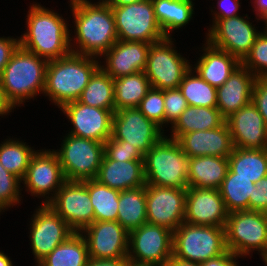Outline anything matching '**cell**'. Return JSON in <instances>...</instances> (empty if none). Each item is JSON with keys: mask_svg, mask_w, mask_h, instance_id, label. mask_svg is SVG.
<instances>
[{"mask_svg": "<svg viewBox=\"0 0 267 266\" xmlns=\"http://www.w3.org/2000/svg\"><path fill=\"white\" fill-rule=\"evenodd\" d=\"M68 2L74 24L70 25L72 53L100 58L118 40L111 5L103 0Z\"/></svg>", "mask_w": 267, "mask_h": 266, "instance_id": "cell-1", "label": "cell"}, {"mask_svg": "<svg viewBox=\"0 0 267 266\" xmlns=\"http://www.w3.org/2000/svg\"><path fill=\"white\" fill-rule=\"evenodd\" d=\"M35 1L30 3L24 33L19 36L20 46L51 61L68 56L70 25L63 14Z\"/></svg>", "mask_w": 267, "mask_h": 266, "instance_id": "cell-2", "label": "cell"}, {"mask_svg": "<svg viewBox=\"0 0 267 266\" xmlns=\"http://www.w3.org/2000/svg\"><path fill=\"white\" fill-rule=\"evenodd\" d=\"M47 63L21 46L15 50L0 75L2 96L13 111L43 94Z\"/></svg>", "mask_w": 267, "mask_h": 266, "instance_id": "cell-3", "label": "cell"}, {"mask_svg": "<svg viewBox=\"0 0 267 266\" xmlns=\"http://www.w3.org/2000/svg\"><path fill=\"white\" fill-rule=\"evenodd\" d=\"M99 67V58L75 53L48 61L43 96L60 110L65 104L79 99Z\"/></svg>", "mask_w": 267, "mask_h": 266, "instance_id": "cell-4", "label": "cell"}, {"mask_svg": "<svg viewBox=\"0 0 267 266\" xmlns=\"http://www.w3.org/2000/svg\"><path fill=\"white\" fill-rule=\"evenodd\" d=\"M189 159L177 140L164 135L144 155L146 184L187 189Z\"/></svg>", "mask_w": 267, "mask_h": 266, "instance_id": "cell-5", "label": "cell"}, {"mask_svg": "<svg viewBox=\"0 0 267 266\" xmlns=\"http://www.w3.org/2000/svg\"><path fill=\"white\" fill-rule=\"evenodd\" d=\"M225 237L227 250L233 254L250 258L253 252L258 251L262 261H266L267 213L250 210L230 212L225 225Z\"/></svg>", "mask_w": 267, "mask_h": 266, "instance_id": "cell-6", "label": "cell"}, {"mask_svg": "<svg viewBox=\"0 0 267 266\" xmlns=\"http://www.w3.org/2000/svg\"><path fill=\"white\" fill-rule=\"evenodd\" d=\"M173 257L202 263L227 251L225 227L182 223L173 232Z\"/></svg>", "mask_w": 267, "mask_h": 266, "instance_id": "cell-7", "label": "cell"}, {"mask_svg": "<svg viewBox=\"0 0 267 266\" xmlns=\"http://www.w3.org/2000/svg\"><path fill=\"white\" fill-rule=\"evenodd\" d=\"M60 138L58 156L66 181L96 179L104 155V143L65 134Z\"/></svg>", "mask_w": 267, "mask_h": 266, "instance_id": "cell-8", "label": "cell"}, {"mask_svg": "<svg viewBox=\"0 0 267 266\" xmlns=\"http://www.w3.org/2000/svg\"><path fill=\"white\" fill-rule=\"evenodd\" d=\"M175 42V38L166 37L150 45L144 72L151 87L161 90L177 89L183 76L191 68L193 61L177 50Z\"/></svg>", "mask_w": 267, "mask_h": 266, "instance_id": "cell-9", "label": "cell"}, {"mask_svg": "<svg viewBox=\"0 0 267 266\" xmlns=\"http://www.w3.org/2000/svg\"><path fill=\"white\" fill-rule=\"evenodd\" d=\"M118 40L156 43L165 37L151 0L127 5H111Z\"/></svg>", "mask_w": 267, "mask_h": 266, "instance_id": "cell-10", "label": "cell"}, {"mask_svg": "<svg viewBox=\"0 0 267 266\" xmlns=\"http://www.w3.org/2000/svg\"><path fill=\"white\" fill-rule=\"evenodd\" d=\"M250 19L248 14H243L212 20L207 27L204 39L213 47L227 51L242 62L249 54L257 36L262 32Z\"/></svg>", "mask_w": 267, "mask_h": 266, "instance_id": "cell-11", "label": "cell"}, {"mask_svg": "<svg viewBox=\"0 0 267 266\" xmlns=\"http://www.w3.org/2000/svg\"><path fill=\"white\" fill-rule=\"evenodd\" d=\"M65 182L57 154L52 149H38L22 179V191L31 194L33 199H42L39 203L46 205Z\"/></svg>", "mask_w": 267, "mask_h": 266, "instance_id": "cell-12", "label": "cell"}, {"mask_svg": "<svg viewBox=\"0 0 267 266\" xmlns=\"http://www.w3.org/2000/svg\"><path fill=\"white\" fill-rule=\"evenodd\" d=\"M30 217L29 245L36 266L74 231L48 204L36 206Z\"/></svg>", "mask_w": 267, "mask_h": 266, "instance_id": "cell-13", "label": "cell"}, {"mask_svg": "<svg viewBox=\"0 0 267 266\" xmlns=\"http://www.w3.org/2000/svg\"><path fill=\"white\" fill-rule=\"evenodd\" d=\"M173 232L145 223L129 232L128 260L135 263L166 266L173 257Z\"/></svg>", "mask_w": 267, "mask_h": 266, "instance_id": "cell-14", "label": "cell"}, {"mask_svg": "<svg viewBox=\"0 0 267 266\" xmlns=\"http://www.w3.org/2000/svg\"><path fill=\"white\" fill-rule=\"evenodd\" d=\"M166 133L138 108L119 109L112 118V137L124 140L135 147L143 156Z\"/></svg>", "mask_w": 267, "mask_h": 266, "instance_id": "cell-15", "label": "cell"}, {"mask_svg": "<svg viewBox=\"0 0 267 266\" xmlns=\"http://www.w3.org/2000/svg\"><path fill=\"white\" fill-rule=\"evenodd\" d=\"M48 205L74 232H81L94 222V209L87 189V180L66 181Z\"/></svg>", "mask_w": 267, "mask_h": 266, "instance_id": "cell-16", "label": "cell"}, {"mask_svg": "<svg viewBox=\"0 0 267 266\" xmlns=\"http://www.w3.org/2000/svg\"><path fill=\"white\" fill-rule=\"evenodd\" d=\"M147 223L174 232L185 219L187 189L146 184Z\"/></svg>", "mask_w": 267, "mask_h": 266, "instance_id": "cell-17", "label": "cell"}, {"mask_svg": "<svg viewBox=\"0 0 267 266\" xmlns=\"http://www.w3.org/2000/svg\"><path fill=\"white\" fill-rule=\"evenodd\" d=\"M60 111L70 122L67 134L105 143L112 136L113 112L74 101L65 104ZM73 125V126H72Z\"/></svg>", "mask_w": 267, "mask_h": 266, "instance_id": "cell-18", "label": "cell"}, {"mask_svg": "<svg viewBox=\"0 0 267 266\" xmlns=\"http://www.w3.org/2000/svg\"><path fill=\"white\" fill-rule=\"evenodd\" d=\"M89 258H127L129 232L117 221H94L80 232Z\"/></svg>", "mask_w": 267, "mask_h": 266, "instance_id": "cell-19", "label": "cell"}, {"mask_svg": "<svg viewBox=\"0 0 267 266\" xmlns=\"http://www.w3.org/2000/svg\"><path fill=\"white\" fill-rule=\"evenodd\" d=\"M228 214L219 189L187 188L184 222L192 225L225 227Z\"/></svg>", "mask_w": 267, "mask_h": 266, "instance_id": "cell-20", "label": "cell"}, {"mask_svg": "<svg viewBox=\"0 0 267 266\" xmlns=\"http://www.w3.org/2000/svg\"><path fill=\"white\" fill-rule=\"evenodd\" d=\"M150 45L141 41L117 40L99 58L100 67L112 78L145 71Z\"/></svg>", "mask_w": 267, "mask_h": 266, "instance_id": "cell-21", "label": "cell"}, {"mask_svg": "<svg viewBox=\"0 0 267 266\" xmlns=\"http://www.w3.org/2000/svg\"><path fill=\"white\" fill-rule=\"evenodd\" d=\"M234 146L242 149H267V125L251 101L226 118Z\"/></svg>", "mask_w": 267, "mask_h": 266, "instance_id": "cell-22", "label": "cell"}, {"mask_svg": "<svg viewBox=\"0 0 267 266\" xmlns=\"http://www.w3.org/2000/svg\"><path fill=\"white\" fill-rule=\"evenodd\" d=\"M177 142L189 158L201 156L228 158L235 148L226 122L211 130L182 134Z\"/></svg>", "mask_w": 267, "mask_h": 266, "instance_id": "cell-23", "label": "cell"}, {"mask_svg": "<svg viewBox=\"0 0 267 266\" xmlns=\"http://www.w3.org/2000/svg\"><path fill=\"white\" fill-rule=\"evenodd\" d=\"M256 76L242 64L216 88L217 108L226 119L252 101Z\"/></svg>", "mask_w": 267, "mask_h": 266, "instance_id": "cell-24", "label": "cell"}, {"mask_svg": "<svg viewBox=\"0 0 267 266\" xmlns=\"http://www.w3.org/2000/svg\"><path fill=\"white\" fill-rule=\"evenodd\" d=\"M199 48L197 57L191 67L211 86L218 88L225 83L241 62L227 51L218 49L209 44L206 40ZM201 49V50H200ZM195 63V64H194Z\"/></svg>", "mask_w": 267, "mask_h": 266, "instance_id": "cell-25", "label": "cell"}, {"mask_svg": "<svg viewBox=\"0 0 267 266\" xmlns=\"http://www.w3.org/2000/svg\"><path fill=\"white\" fill-rule=\"evenodd\" d=\"M96 180L118 191L145 186L144 160L123 162L103 155Z\"/></svg>", "mask_w": 267, "mask_h": 266, "instance_id": "cell-26", "label": "cell"}, {"mask_svg": "<svg viewBox=\"0 0 267 266\" xmlns=\"http://www.w3.org/2000/svg\"><path fill=\"white\" fill-rule=\"evenodd\" d=\"M229 170L228 158L201 156L189 159L188 187L219 189Z\"/></svg>", "mask_w": 267, "mask_h": 266, "instance_id": "cell-27", "label": "cell"}, {"mask_svg": "<svg viewBox=\"0 0 267 266\" xmlns=\"http://www.w3.org/2000/svg\"><path fill=\"white\" fill-rule=\"evenodd\" d=\"M156 20L165 37H173L174 31L185 29L195 15V0H151ZM186 26V27H185ZM184 27V28H183Z\"/></svg>", "mask_w": 267, "mask_h": 266, "instance_id": "cell-28", "label": "cell"}, {"mask_svg": "<svg viewBox=\"0 0 267 266\" xmlns=\"http://www.w3.org/2000/svg\"><path fill=\"white\" fill-rule=\"evenodd\" d=\"M225 120L217 107L188 106L176 122L169 127L170 134L165 135L177 140L182 134L220 127L225 123Z\"/></svg>", "mask_w": 267, "mask_h": 266, "instance_id": "cell-29", "label": "cell"}, {"mask_svg": "<svg viewBox=\"0 0 267 266\" xmlns=\"http://www.w3.org/2000/svg\"><path fill=\"white\" fill-rule=\"evenodd\" d=\"M115 111L125 108H138L141 100L151 88L144 71L112 78Z\"/></svg>", "mask_w": 267, "mask_h": 266, "instance_id": "cell-30", "label": "cell"}, {"mask_svg": "<svg viewBox=\"0 0 267 266\" xmlns=\"http://www.w3.org/2000/svg\"><path fill=\"white\" fill-rule=\"evenodd\" d=\"M119 222L128 232L147 223L146 186L120 191Z\"/></svg>", "mask_w": 267, "mask_h": 266, "instance_id": "cell-31", "label": "cell"}, {"mask_svg": "<svg viewBox=\"0 0 267 266\" xmlns=\"http://www.w3.org/2000/svg\"><path fill=\"white\" fill-rule=\"evenodd\" d=\"M229 170L236 177L250 179L253 183L267 176V149L234 148L228 157Z\"/></svg>", "mask_w": 267, "mask_h": 266, "instance_id": "cell-32", "label": "cell"}, {"mask_svg": "<svg viewBox=\"0 0 267 266\" xmlns=\"http://www.w3.org/2000/svg\"><path fill=\"white\" fill-rule=\"evenodd\" d=\"M89 259L84 236L74 232L36 266H86Z\"/></svg>", "mask_w": 267, "mask_h": 266, "instance_id": "cell-33", "label": "cell"}, {"mask_svg": "<svg viewBox=\"0 0 267 266\" xmlns=\"http://www.w3.org/2000/svg\"><path fill=\"white\" fill-rule=\"evenodd\" d=\"M21 138L9 137L0 143V163L21 180L26 174L32 156L38 150Z\"/></svg>", "mask_w": 267, "mask_h": 266, "instance_id": "cell-34", "label": "cell"}, {"mask_svg": "<svg viewBox=\"0 0 267 266\" xmlns=\"http://www.w3.org/2000/svg\"><path fill=\"white\" fill-rule=\"evenodd\" d=\"M79 102L115 112L112 77L99 67L91 76L78 99Z\"/></svg>", "mask_w": 267, "mask_h": 266, "instance_id": "cell-35", "label": "cell"}, {"mask_svg": "<svg viewBox=\"0 0 267 266\" xmlns=\"http://www.w3.org/2000/svg\"><path fill=\"white\" fill-rule=\"evenodd\" d=\"M255 183L244 177H236L235 173L228 170L221 187V197L227 211L249 210V198H253Z\"/></svg>", "mask_w": 267, "mask_h": 266, "instance_id": "cell-36", "label": "cell"}, {"mask_svg": "<svg viewBox=\"0 0 267 266\" xmlns=\"http://www.w3.org/2000/svg\"><path fill=\"white\" fill-rule=\"evenodd\" d=\"M87 189L94 209V221H117L120 191L96 179L87 180Z\"/></svg>", "mask_w": 267, "mask_h": 266, "instance_id": "cell-37", "label": "cell"}, {"mask_svg": "<svg viewBox=\"0 0 267 266\" xmlns=\"http://www.w3.org/2000/svg\"><path fill=\"white\" fill-rule=\"evenodd\" d=\"M178 88L189 106L217 107L216 88L202 79L192 67L185 73Z\"/></svg>", "mask_w": 267, "mask_h": 266, "instance_id": "cell-38", "label": "cell"}, {"mask_svg": "<svg viewBox=\"0 0 267 266\" xmlns=\"http://www.w3.org/2000/svg\"><path fill=\"white\" fill-rule=\"evenodd\" d=\"M21 183L20 178L8 172L0 163V215L14 206L22 205L24 196Z\"/></svg>", "mask_w": 267, "mask_h": 266, "instance_id": "cell-39", "label": "cell"}, {"mask_svg": "<svg viewBox=\"0 0 267 266\" xmlns=\"http://www.w3.org/2000/svg\"><path fill=\"white\" fill-rule=\"evenodd\" d=\"M138 109L153 121L165 133L169 130L165 128V108H164V90L151 87L146 96L141 100ZM167 131V132H166Z\"/></svg>", "mask_w": 267, "mask_h": 266, "instance_id": "cell-40", "label": "cell"}, {"mask_svg": "<svg viewBox=\"0 0 267 266\" xmlns=\"http://www.w3.org/2000/svg\"><path fill=\"white\" fill-rule=\"evenodd\" d=\"M241 64L256 77H267V33L264 30L257 36Z\"/></svg>", "mask_w": 267, "mask_h": 266, "instance_id": "cell-41", "label": "cell"}, {"mask_svg": "<svg viewBox=\"0 0 267 266\" xmlns=\"http://www.w3.org/2000/svg\"><path fill=\"white\" fill-rule=\"evenodd\" d=\"M104 155L115 161L144 160V156L124 140H116L112 136L104 143Z\"/></svg>", "mask_w": 267, "mask_h": 266, "instance_id": "cell-42", "label": "cell"}, {"mask_svg": "<svg viewBox=\"0 0 267 266\" xmlns=\"http://www.w3.org/2000/svg\"><path fill=\"white\" fill-rule=\"evenodd\" d=\"M188 106L179 88L164 90L165 127H171Z\"/></svg>", "mask_w": 267, "mask_h": 266, "instance_id": "cell-43", "label": "cell"}, {"mask_svg": "<svg viewBox=\"0 0 267 266\" xmlns=\"http://www.w3.org/2000/svg\"><path fill=\"white\" fill-rule=\"evenodd\" d=\"M240 1L242 0H215L214 2L216 3H212L213 7L209 6L208 8L209 10L211 9L210 16H212V20L226 19L241 15L239 13L242 4ZM214 4H216V6Z\"/></svg>", "mask_w": 267, "mask_h": 266, "instance_id": "cell-44", "label": "cell"}, {"mask_svg": "<svg viewBox=\"0 0 267 266\" xmlns=\"http://www.w3.org/2000/svg\"><path fill=\"white\" fill-rule=\"evenodd\" d=\"M252 102L262 115L267 125V77H257L255 80Z\"/></svg>", "mask_w": 267, "mask_h": 266, "instance_id": "cell-45", "label": "cell"}, {"mask_svg": "<svg viewBox=\"0 0 267 266\" xmlns=\"http://www.w3.org/2000/svg\"><path fill=\"white\" fill-rule=\"evenodd\" d=\"M249 210L267 213V176L255 183L253 198H249Z\"/></svg>", "mask_w": 267, "mask_h": 266, "instance_id": "cell-46", "label": "cell"}, {"mask_svg": "<svg viewBox=\"0 0 267 266\" xmlns=\"http://www.w3.org/2000/svg\"><path fill=\"white\" fill-rule=\"evenodd\" d=\"M19 46V36L0 37V75Z\"/></svg>", "mask_w": 267, "mask_h": 266, "instance_id": "cell-47", "label": "cell"}, {"mask_svg": "<svg viewBox=\"0 0 267 266\" xmlns=\"http://www.w3.org/2000/svg\"><path fill=\"white\" fill-rule=\"evenodd\" d=\"M240 258L244 259L243 257L237 256L236 254H233L227 250L224 254L218 257L200 263V266H240L238 263V259Z\"/></svg>", "mask_w": 267, "mask_h": 266, "instance_id": "cell-48", "label": "cell"}, {"mask_svg": "<svg viewBox=\"0 0 267 266\" xmlns=\"http://www.w3.org/2000/svg\"><path fill=\"white\" fill-rule=\"evenodd\" d=\"M128 258L97 259L89 258L86 266H126Z\"/></svg>", "mask_w": 267, "mask_h": 266, "instance_id": "cell-49", "label": "cell"}, {"mask_svg": "<svg viewBox=\"0 0 267 266\" xmlns=\"http://www.w3.org/2000/svg\"><path fill=\"white\" fill-rule=\"evenodd\" d=\"M256 22L267 20V0H250Z\"/></svg>", "mask_w": 267, "mask_h": 266, "instance_id": "cell-50", "label": "cell"}, {"mask_svg": "<svg viewBox=\"0 0 267 266\" xmlns=\"http://www.w3.org/2000/svg\"><path fill=\"white\" fill-rule=\"evenodd\" d=\"M11 112L14 111L9 107V105L4 101L1 91V84H0V117L6 118L7 116H11Z\"/></svg>", "mask_w": 267, "mask_h": 266, "instance_id": "cell-51", "label": "cell"}, {"mask_svg": "<svg viewBox=\"0 0 267 266\" xmlns=\"http://www.w3.org/2000/svg\"><path fill=\"white\" fill-rule=\"evenodd\" d=\"M166 266H200V263L183 261L178 258L172 257L168 261Z\"/></svg>", "mask_w": 267, "mask_h": 266, "instance_id": "cell-52", "label": "cell"}, {"mask_svg": "<svg viewBox=\"0 0 267 266\" xmlns=\"http://www.w3.org/2000/svg\"><path fill=\"white\" fill-rule=\"evenodd\" d=\"M0 266H14V262L11 260V257L2 250H0Z\"/></svg>", "mask_w": 267, "mask_h": 266, "instance_id": "cell-53", "label": "cell"}, {"mask_svg": "<svg viewBox=\"0 0 267 266\" xmlns=\"http://www.w3.org/2000/svg\"><path fill=\"white\" fill-rule=\"evenodd\" d=\"M103 1L109 3L110 5H127L140 2L142 0H103Z\"/></svg>", "mask_w": 267, "mask_h": 266, "instance_id": "cell-54", "label": "cell"}, {"mask_svg": "<svg viewBox=\"0 0 267 266\" xmlns=\"http://www.w3.org/2000/svg\"><path fill=\"white\" fill-rule=\"evenodd\" d=\"M126 266H157V265L145 264V263H135V262H132V261L128 260Z\"/></svg>", "mask_w": 267, "mask_h": 266, "instance_id": "cell-55", "label": "cell"}, {"mask_svg": "<svg viewBox=\"0 0 267 266\" xmlns=\"http://www.w3.org/2000/svg\"><path fill=\"white\" fill-rule=\"evenodd\" d=\"M262 25L265 26V27L264 26L262 27V30H264L267 33V20Z\"/></svg>", "mask_w": 267, "mask_h": 266, "instance_id": "cell-56", "label": "cell"}]
</instances>
